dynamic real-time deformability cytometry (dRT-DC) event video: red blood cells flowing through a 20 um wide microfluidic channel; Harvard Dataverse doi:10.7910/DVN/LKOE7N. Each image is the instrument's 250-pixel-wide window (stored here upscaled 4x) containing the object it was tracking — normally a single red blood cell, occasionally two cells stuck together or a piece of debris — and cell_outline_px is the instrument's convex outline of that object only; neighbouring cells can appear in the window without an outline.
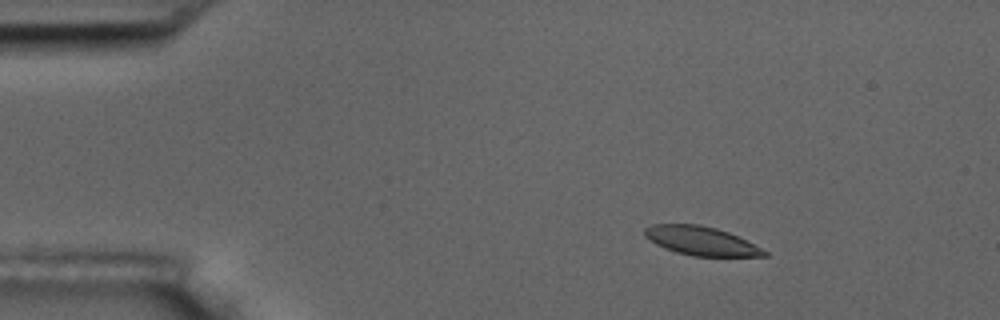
{"species": "common noctule bat (a hibernating species)", "species_latin": "Nyctalus noctula", "temperature_condition": "room temperature", "stored_images_in_passage": 6, "camera_frame_rate_fps": 3000, "um_per_image_px": 0.085, "animal": {"sex": "male", "body_mass_g": 17.5, "forearm_length_mm": 52.3}, "frame": {"image": 1, "passage_image": 2, "time_ms": 2.0, "image_size_px": [1000, 320], "cell_outline_px": [[768, 256], [692, 256], [676, 252], [664, 248], [656, 244], [644, 236], [644, 228], [652, 224], [700, 224], [716, 228], [728, 232], [768, 252]], "centroid_in_image_um": [59.54, 20.47], "position_along_channel_um": 25.5, "area_um2": 19.88}}
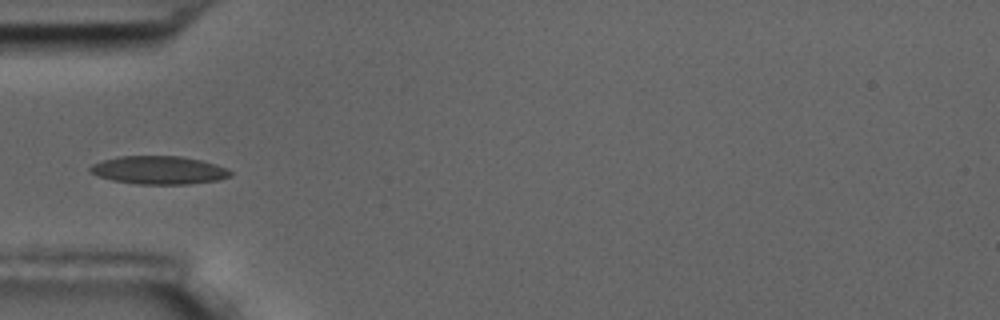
{"frame": {"image": 2, "passage_image": 5, "time_ms": 5.333, "image_size_px": [1000, 320], "cell_outline_px": [[232, 176], [220, 180], [188, 184], [136, 184], [112, 180], [88, 172], [88, 168], [92, 164], [104, 160], [120, 156], [180, 156], [200, 160], [216, 164], [228, 168], [232, 172]], "centroid_in_image_um": [13.53, 14.46], "position_along_channel_um": 71.5, "area_um2": 23.12}}